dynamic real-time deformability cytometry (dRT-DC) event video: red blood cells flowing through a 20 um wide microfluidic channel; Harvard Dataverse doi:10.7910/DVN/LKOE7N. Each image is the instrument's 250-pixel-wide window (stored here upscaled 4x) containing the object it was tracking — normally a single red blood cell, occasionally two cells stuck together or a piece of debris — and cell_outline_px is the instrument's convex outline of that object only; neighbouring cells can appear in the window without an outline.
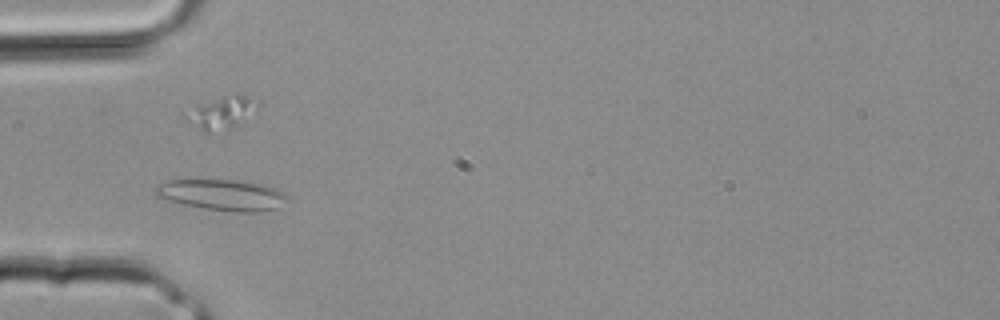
{"species": "common noctule bat (a hibernating species)", "species_latin": "Nyctalus noctula", "temperature_condition": "room temperature", "stored_images_in_passage": 1, "camera_frame_rate_fps": 3000, "um_per_image_px": 0.085, "animal": {"sex": "male", "body_mass_g": 20.4}, "frame": {"image": 1, "passage_image": 1, "time_ms": 0.0, "image_size_px": [1000, 320], "cell_outline_px": [[288, 200], [276, 208], [260, 212], [232, 212], [204, 208], [184, 204], [168, 200], [156, 196], [156, 188], [160, 184], [168, 180], [236, 180], [264, 184], [276, 188], [284, 192], [288, 196]], "centroid_in_image_um": [18.95, 16.57], "position_along_channel_um": 66.1, "area_um2": 23.76}}